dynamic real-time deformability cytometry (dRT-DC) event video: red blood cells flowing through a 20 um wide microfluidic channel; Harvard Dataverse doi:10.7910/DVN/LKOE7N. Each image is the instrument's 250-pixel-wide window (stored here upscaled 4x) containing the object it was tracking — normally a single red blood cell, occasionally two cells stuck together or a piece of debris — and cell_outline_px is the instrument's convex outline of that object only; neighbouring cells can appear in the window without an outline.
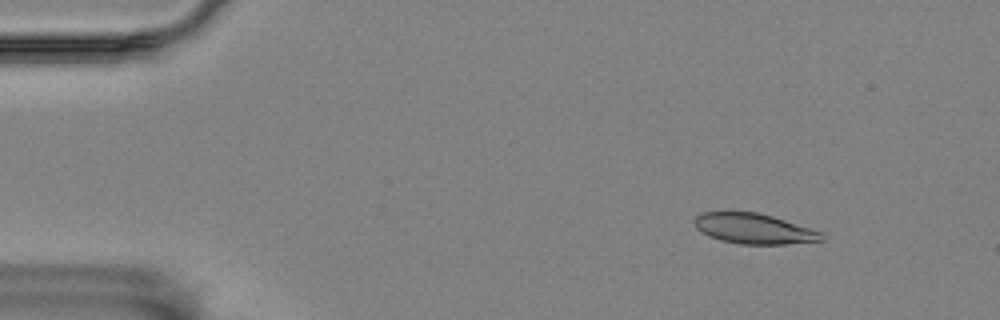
{"species": "Egyptian fruit bat (a non-hibernating species)", "species_latin": "Rousettus aegyptiacus", "temperature_condition": "room temperature", "stored_images_in_passage": 2, "camera_frame_rate_fps": 3000, "um_per_image_px": 0.085, "animal": {"sex": "female"}, "frame": {"image": 1, "passage_image": 1, "time_ms": 0.0, "image_size_px": [1000, 320], "cell_outline_px": [[824, 240], [784, 244], [740, 244], [720, 240], [708, 236], [696, 228], [696, 216], [704, 212], [756, 212], [772, 216], [820, 232], [824, 236]], "centroid_in_image_um": [64.06, 19.44], "position_along_channel_um": 20.9, "area_um2": 22.02}}